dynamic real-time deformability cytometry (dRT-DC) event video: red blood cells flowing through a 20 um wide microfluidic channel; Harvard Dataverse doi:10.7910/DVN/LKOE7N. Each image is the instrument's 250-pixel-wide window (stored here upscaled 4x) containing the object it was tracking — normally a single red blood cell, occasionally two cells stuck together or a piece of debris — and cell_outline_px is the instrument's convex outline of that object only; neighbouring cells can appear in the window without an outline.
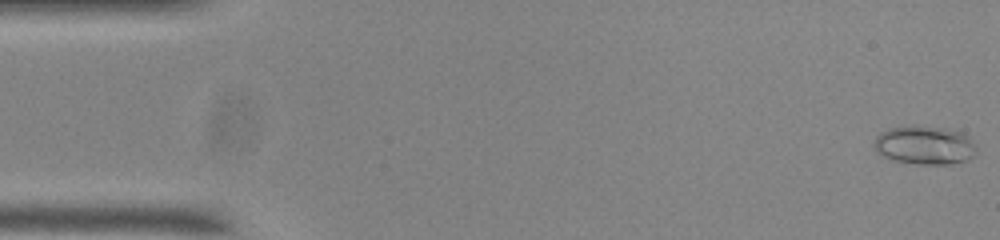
{"species": "common noctule bat (a hibernating species)", "species_latin": "Nyctalus noctula", "temperature_condition": "room temperature", "stored_images_in_passage": 54, "camera_frame_rate_fps": 3000, "um_per_image_px": 0.085, "animal": {"sex": "male", "body_mass_g": 20.0, "forearm_length_mm": 53.3}, "frame": {"image": 1, "passage_image": 1, "time_ms": 0.0, "image_size_px": [1000, 240], "cell_outline_px": [[976, 156], [968, 160], [948, 164], [916, 164], [892, 160], [880, 156], [876, 152], [872, 144], [876, 136], [880, 132], [888, 128], [916, 124], [944, 128], [964, 132], [976, 144]], "centroid_in_image_um": [78.58, 12.33], "position_along_channel_um": 6.4, "area_um2": 23.81}}
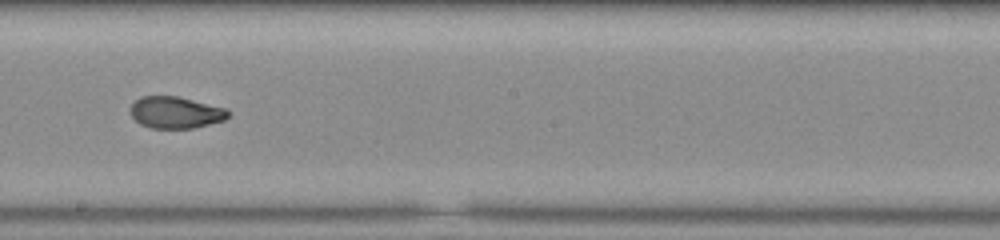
{"frame": {"image": 2, "passage_image": 30, "time_ms": 9.667, "image_size_px": [1000, 240], "cell_outline_px": [[232, 112], [224, 120], [192, 128], [152, 128], [140, 124], [132, 116], [128, 108], [140, 96], [176, 96], [228, 108]], "centroid_in_image_um": [14.93, 9.55], "position_along_channel_um": 233.3, "area_um2": 18.15}}
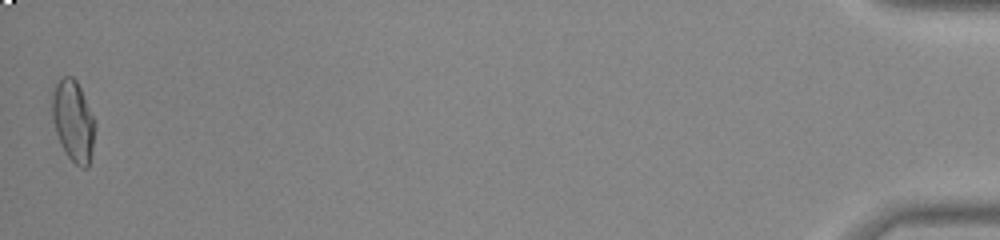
{"frame": {"image": 3, "passage_image": 54, "time_ms": 17.667, "image_size_px": [1000, 240], "cell_outline_px": [[96, 124], [92, 148], [88, 168], [80, 168], [64, 152], [60, 144], [52, 120], [52, 96], [56, 84], [64, 76], [72, 76], [76, 80], [80, 88]], "centroid_in_image_um": [6.22, 10.31], "position_along_channel_um": 429.0, "area_um2": 20.06}, "authors_computed_cell_mechanics": {"area_um2": 19.074, "velocity_mm_per_s": 3.7306, "shape_relaxation_time_tau1_ms": null, "shape_relaxation_time_tau2_ms": 1.7162, "deformation_change_tau1": null, "deformation_change_tau2": 0.0648}}